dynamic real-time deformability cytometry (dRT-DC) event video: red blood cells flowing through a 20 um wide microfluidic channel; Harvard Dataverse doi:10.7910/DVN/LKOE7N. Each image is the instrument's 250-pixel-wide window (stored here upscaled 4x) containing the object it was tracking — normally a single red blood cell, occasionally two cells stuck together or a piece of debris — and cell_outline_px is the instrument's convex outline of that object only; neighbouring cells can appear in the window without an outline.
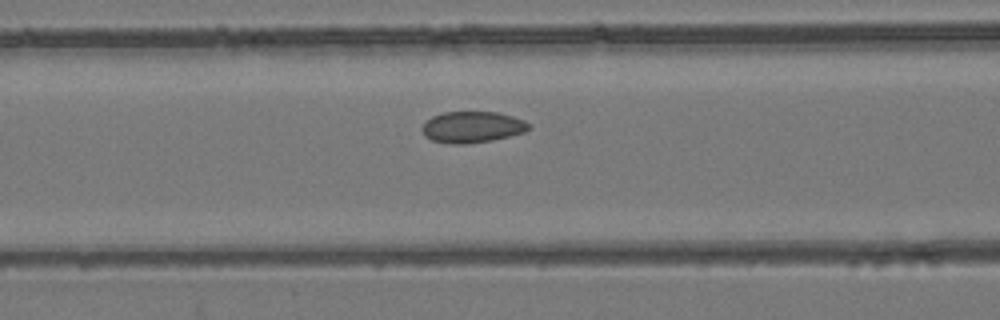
{"species": "common noctule bat (a hibernating species)", "species_latin": "Nyctalus noctula", "temperature_condition": "room temperature", "stored_images_in_passage": 43, "camera_frame_rate_fps": 3000, "um_per_image_px": 0.085, "animal": {"sex": "female", "body_mass_g": 24.6, "forearm_length_mm": 56.2}, "frame": {"image": 1, "passage_image": 17, "time_ms": 5.333, "image_size_px": [1000, 320], "cell_outline_px": [[528, 128], [524, 132], [492, 140], [464, 144], [448, 144], [432, 140], [424, 136], [420, 128], [432, 116], [444, 112], [496, 112], [512, 116], [524, 120], [528, 124]], "centroid_in_image_um": [40.09, 10.8], "position_along_channel_um": 126.5, "area_um2": 19.31}}
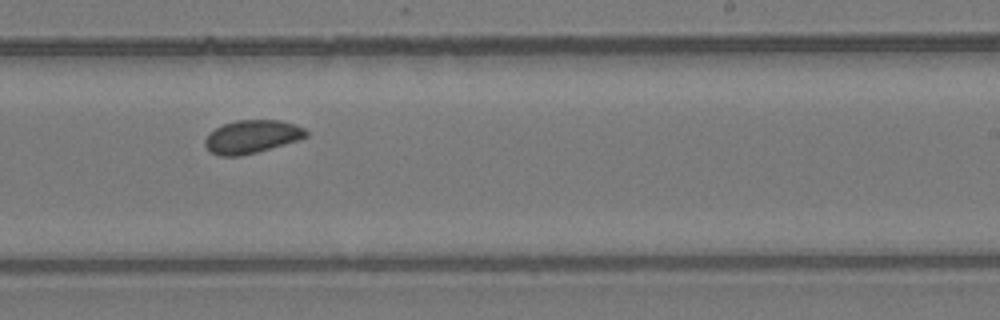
{"frame": {"image": 2, "passage_image": 28, "time_ms": 9.0, "image_size_px": [1000, 320], "cell_outline_px": [[308, 136], [300, 140], [256, 152], [240, 156], [220, 156], [212, 152], [204, 144], [204, 140], [208, 132], [224, 124], [236, 120], [280, 120], [296, 124], [304, 128], [308, 132]], "centroid_in_image_um": [21.43, 11.61], "position_along_channel_um": 267.6, "area_um2": 19.59}}
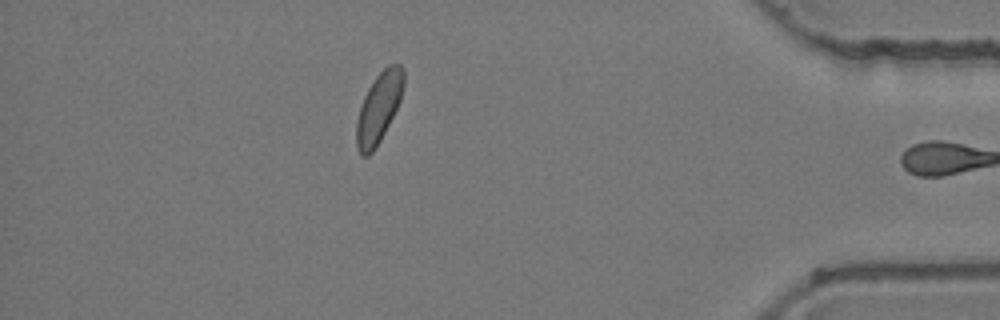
{"frame": {"image": 3, "passage_image": 42, "time_ms": 13.667, "image_size_px": [1000, 320], "cell_outline_px": [[404, 84], [400, 100], [376, 148], [368, 156], [360, 156], [356, 148], [356, 120], [364, 96], [368, 88], [376, 76], [388, 64], [400, 64], [404, 68]], "centroid_in_image_um": [32.18, 9.16], "position_along_channel_um": 403.0, "area_um2": 19.19}, "authors_computed_cell_mechanics": {"area_um2": 19.5942, "velocity_mm_per_s": 3.859, "shape_relaxation_time_tau1_ms": null, "shape_relaxation_time_tau2_ms": 1.9188, "deformation_change_tau1": null, "deformation_change_tau2": 0.0516}}